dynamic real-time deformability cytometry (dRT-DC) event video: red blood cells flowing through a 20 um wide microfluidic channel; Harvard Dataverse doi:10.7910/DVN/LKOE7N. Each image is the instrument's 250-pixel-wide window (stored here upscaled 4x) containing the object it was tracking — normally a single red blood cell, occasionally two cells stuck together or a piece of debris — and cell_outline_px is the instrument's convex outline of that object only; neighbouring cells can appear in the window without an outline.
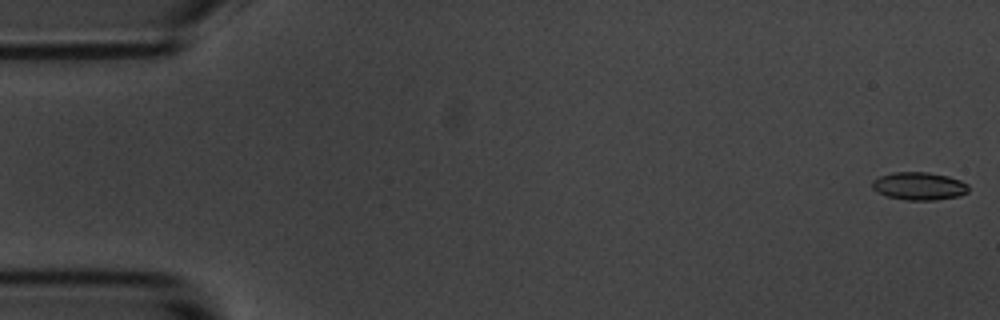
{"species": "common noctule bat (a hibernating species)", "species_latin": "Nyctalus noctula", "temperature_condition": "room temperature", "stored_images_in_passage": 8, "camera_frame_rate_fps": 3000, "um_per_image_px": 0.085, "animal": {"sex": "male", "body_mass_g": 20.1, "forearm_length_mm": 53.5}, "frame": {"image": 1, "passage_image": 1, "time_ms": 0.0, "image_size_px": [1000, 320], "cell_outline_px": [[968, 192], [960, 196], [936, 200], [908, 200], [888, 196], [872, 188], [872, 180], [880, 176], [892, 172], [928, 172], [948, 176], [960, 180], [968, 184]], "centroid_in_image_um": [78.15, 15.81], "position_along_channel_um": 6.8, "area_um2": 15.61}}
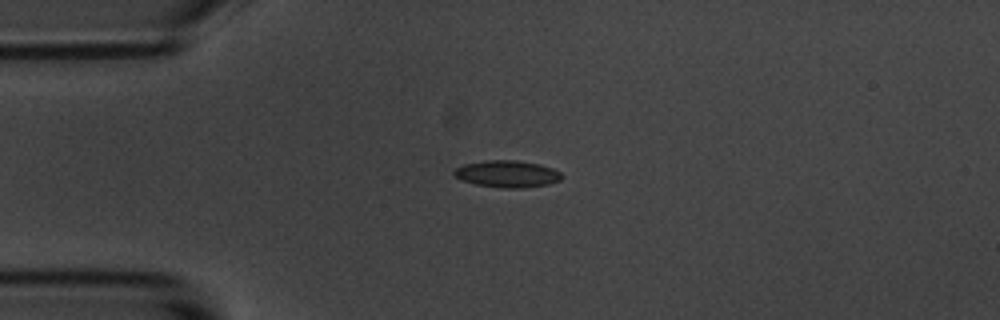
{"frame": {"image": 2, "passage_image": 5, "time_ms": 4.333, "image_size_px": [1000, 320], "cell_outline_px": [[564, 176], [560, 180], [548, 184], [520, 188], [500, 188], [476, 184], [452, 176], [452, 172], [456, 168], [464, 164], [484, 160], [516, 160], [540, 164], [552, 168], [560, 172]], "centroid_in_image_um": [43.1, 14.77], "position_along_channel_um": 41.9, "area_um2": 16.94}}
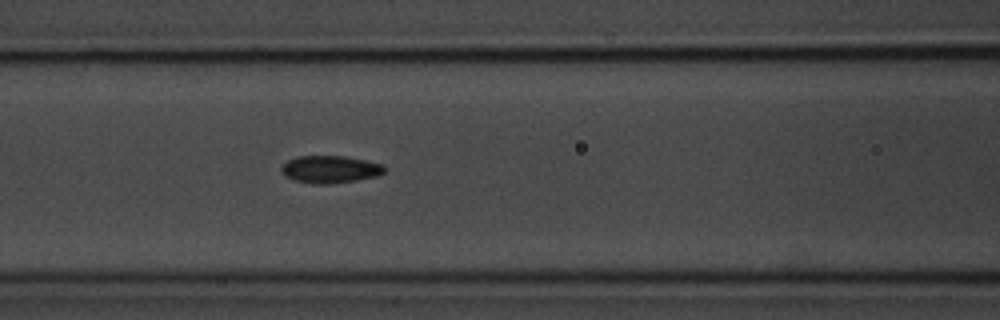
{"frame": {"image": 3, "passage_image": 8, "time_ms": 7.667, "image_size_px": [1000, 320], "cell_outline_px": [[388, 168], [384, 172], [376, 176], [356, 180], [328, 184], [312, 184], [296, 180], [284, 176], [280, 172], [280, 168], [288, 160], [300, 156], [344, 156], [384, 164]], "centroid_in_image_um": [28.07, 14.39], "position_along_channel_um": 138.5, "area_um2": 16.47}}